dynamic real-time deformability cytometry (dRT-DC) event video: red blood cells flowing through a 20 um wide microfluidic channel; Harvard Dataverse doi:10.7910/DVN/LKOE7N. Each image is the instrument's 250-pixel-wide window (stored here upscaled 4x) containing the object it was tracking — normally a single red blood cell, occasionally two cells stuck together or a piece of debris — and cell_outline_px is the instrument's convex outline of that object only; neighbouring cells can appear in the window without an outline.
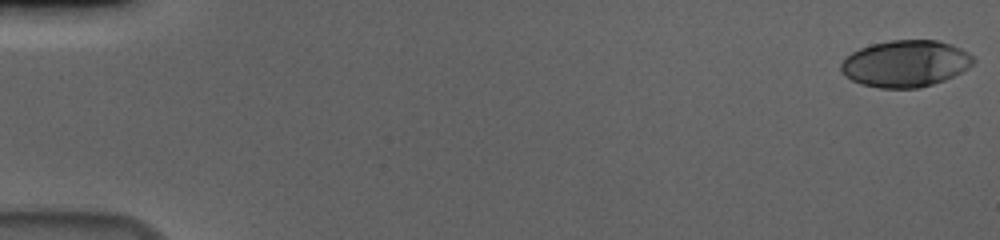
{"species": "human", "species_latin": "Homo sapiens", "temperature_condition": "cold", "stored_images_in_passage": 57, "camera_frame_rate_fps": 3000, "um_per_image_px": 0.085, "donor": {"sex": "male"}, "frame": {"image": 1, "passage_image": 1, "time_ms": 0.0, "image_size_px": [1000, 240], "cell_outline_px": [[976, 60], [968, 68], [944, 80], [920, 88], [880, 88], [860, 84], [852, 80], [840, 72], [840, 64], [852, 52], [860, 48], [872, 44], [892, 40], [936, 40], [952, 44], [968, 52]], "centroid_in_image_um": [76.96, 5.41], "position_along_channel_um": 8.0, "area_um2": 35.95}}
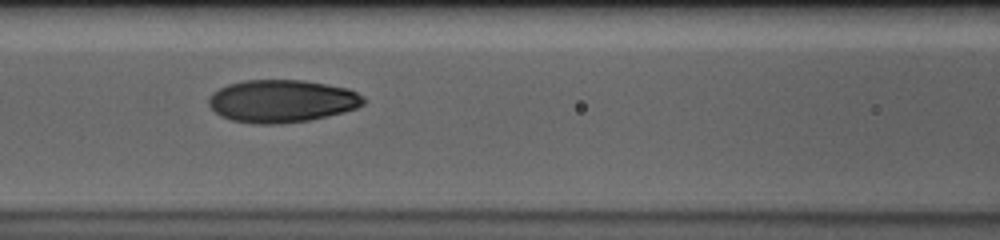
{"frame": {"image": 2, "passage_image": 26, "time_ms": 8.333, "image_size_px": [1000, 240], "cell_outline_px": [[368, 100], [364, 104], [356, 108], [344, 112], [308, 120], [280, 124], [252, 124], [232, 120], [220, 116], [208, 104], [208, 100], [212, 92], [228, 84], [244, 80], [304, 80], [348, 88], [364, 96]], "centroid_in_image_um": [23.97, 8.59], "position_along_channel_um": 142.6, "area_um2": 38.67}}
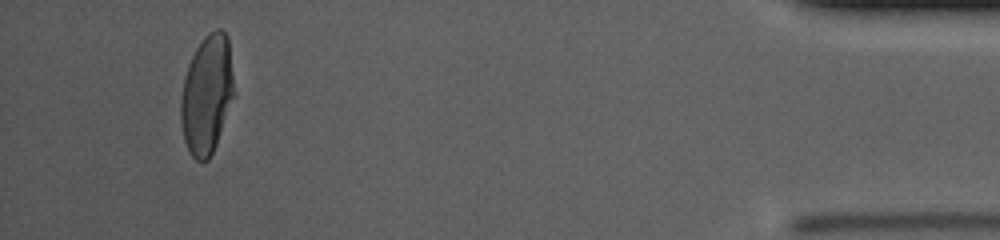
{"frame": {"image": 3, "passage_image": 54, "time_ms": 17.667, "image_size_px": [1000, 240], "cell_outline_px": [[236, 96], [216, 144], [208, 160], [200, 164], [188, 152], [184, 140], [180, 120], [180, 96], [184, 76], [188, 64], [196, 48], [204, 36], [208, 32], [216, 28], [220, 28], [228, 36], [236, 92]], "centroid_in_image_um": [17.6, 8.04], "position_along_channel_um": 417.6, "area_um2": 37.92}, "authors_computed_cell_mechanics": {"area_um2": 37.3966, "velocity_mm_per_s": 3.6492, "shape_relaxation_time_tau1_ms": 4.7109, "shape_relaxation_time_tau2_ms": 1.0638, "deformation_change_tau1": 0.2163, "deformation_change_tau2": 0.0513}}